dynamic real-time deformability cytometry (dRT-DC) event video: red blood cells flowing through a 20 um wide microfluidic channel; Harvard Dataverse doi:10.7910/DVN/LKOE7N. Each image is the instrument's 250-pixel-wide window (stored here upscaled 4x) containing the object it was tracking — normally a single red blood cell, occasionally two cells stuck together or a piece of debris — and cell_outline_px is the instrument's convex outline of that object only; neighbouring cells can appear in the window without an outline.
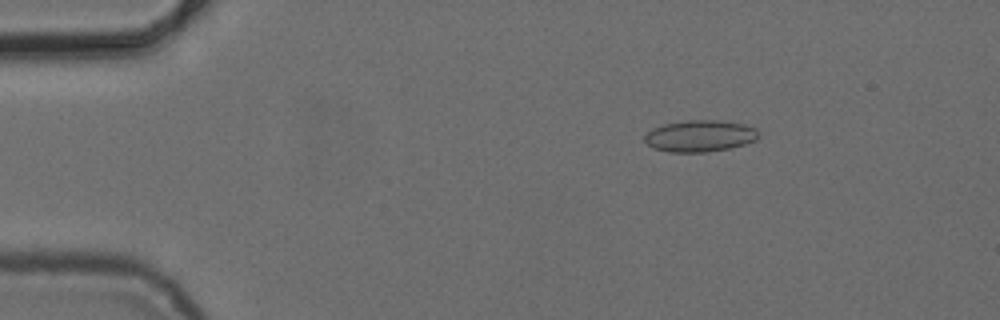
{"species": "common noctule bat (a hibernating species)", "species_latin": "Nyctalus noctula", "temperature_condition": "cold", "stored_images_in_passage": 5, "camera_frame_rate_fps": 3000, "um_per_image_px": 0.085, "animal": {"sex": "female", "body_mass_g": 24.6, "forearm_length_mm": 56.2}, "frame": {"image": 1, "passage_image": 3, "time_ms": 2.333, "image_size_px": [1000, 320], "cell_outline_px": [[760, 136], [756, 140], [744, 144], [728, 148], [708, 152], [668, 152], [652, 148], [644, 140], [644, 136], [652, 128], [664, 124], [684, 120], [716, 120], [744, 124], [756, 128], [760, 132]], "centroid_in_image_um": [59.5, 11.55], "position_along_channel_um": 25.5, "area_um2": 21.15}}